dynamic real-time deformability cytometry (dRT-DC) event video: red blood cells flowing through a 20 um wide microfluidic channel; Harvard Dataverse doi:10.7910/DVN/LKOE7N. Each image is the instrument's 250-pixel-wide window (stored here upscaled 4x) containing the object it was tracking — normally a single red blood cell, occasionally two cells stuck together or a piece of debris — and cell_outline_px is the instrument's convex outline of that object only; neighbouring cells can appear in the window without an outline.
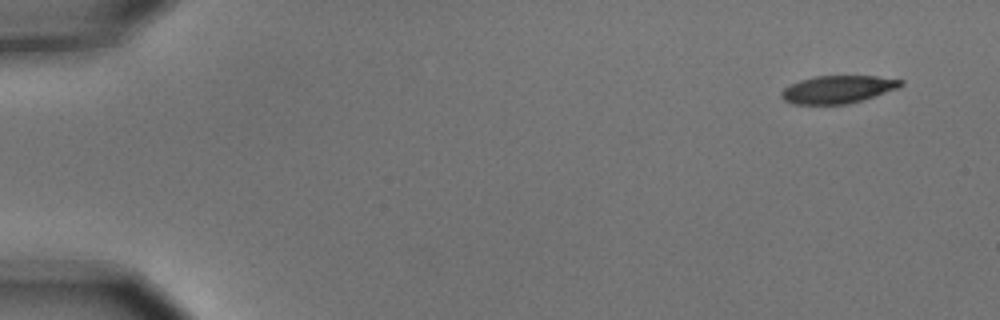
{"species": "common noctule bat (a hibernating species)", "species_latin": "Nyctalus noctula", "temperature_condition": "cold", "stored_images_in_passage": 6, "camera_frame_rate_fps": 3000, "um_per_image_px": 0.085, "animal": {"sex": "male", "body_mass_g": 15.6}, "frame": {"image": 1, "passage_image": 1, "time_ms": 0.0, "image_size_px": [1000, 320], "cell_outline_px": [[904, 84], [900, 88], [848, 104], [792, 104], [784, 100], [780, 96], [780, 92], [784, 88], [800, 80], [816, 76], [876, 76], [904, 80]], "centroid_in_image_um": [71.23, 7.6], "position_along_channel_um": 13.8, "area_um2": 19.31}}
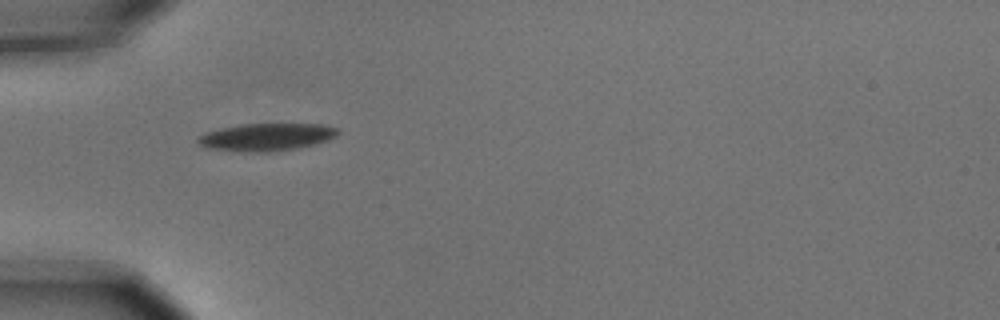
{"frame": {"image": 2, "passage_image": 5, "time_ms": 1.333, "image_size_px": [1000, 320], "cell_outline_px": [[340, 132], [336, 136], [328, 140], [296, 148], [268, 152], [248, 152], [208, 148], [200, 144], [196, 140], [196, 136], [204, 132], [240, 124], [320, 124], [336, 128]], "centroid_in_image_um": [22.61, 11.64], "position_along_channel_um": 62.4, "area_um2": 22.31}}
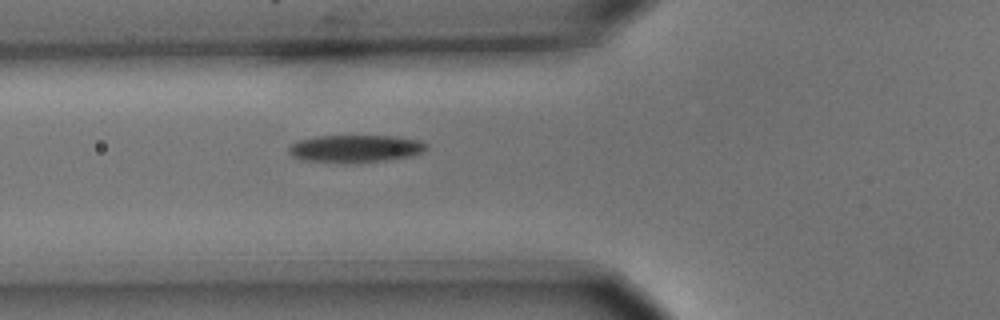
{"frame": {"image": 3, "passage_image": 6, "time_ms": 1.667, "image_size_px": [1000, 320], "cell_outline_px": [[428, 148], [424, 152], [412, 156], [360, 164], [340, 164], [304, 160], [292, 156], [288, 152], [288, 148], [292, 144], [300, 140], [316, 136], [396, 136], [420, 140], [428, 144]], "centroid_in_image_um": [30.24, 12.66], "position_along_channel_um": 95.6, "area_um2": 22.66}}